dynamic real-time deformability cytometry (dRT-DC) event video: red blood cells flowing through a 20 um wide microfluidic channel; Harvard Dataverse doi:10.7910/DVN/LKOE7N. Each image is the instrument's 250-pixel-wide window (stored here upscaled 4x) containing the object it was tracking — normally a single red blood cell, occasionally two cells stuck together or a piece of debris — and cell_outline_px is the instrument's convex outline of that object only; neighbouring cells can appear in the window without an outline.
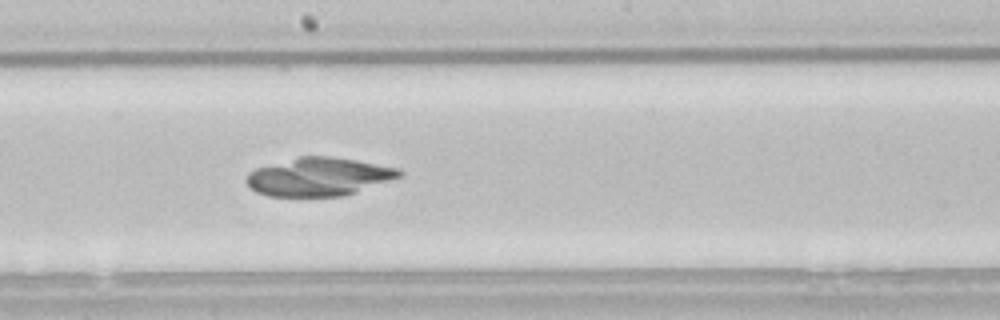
{"species": "common noctule bat (a hibernating species)", "species_latin": "Nyctalus noctula", "temperature_condition": "room temperature", "stored_images_in_passage": 41, "camera_frame_rate_fps": 3000, "um_per_image_px": 0.085, "animal": {"sex": "male", "body_mass_g": 21.5, "forearm_length_mm": 52.0}, "frame": {"image": 1, "passage_image": 17, "time_ms": 5.333, "image_size_px": [1000, 320], "cell_outline_px": [[404, 176], [356, 192], [340, 196], [268, 196], [256, 192], [244, 180], [248, 172], [256, 168], [300, 156], [328, 156], [356, 160], [396, 168], [404, 172]], "centroid_in_image_um": [27.09, 15.03], "position_along_channel_um": 221.1, "area_um2": 33.99}}